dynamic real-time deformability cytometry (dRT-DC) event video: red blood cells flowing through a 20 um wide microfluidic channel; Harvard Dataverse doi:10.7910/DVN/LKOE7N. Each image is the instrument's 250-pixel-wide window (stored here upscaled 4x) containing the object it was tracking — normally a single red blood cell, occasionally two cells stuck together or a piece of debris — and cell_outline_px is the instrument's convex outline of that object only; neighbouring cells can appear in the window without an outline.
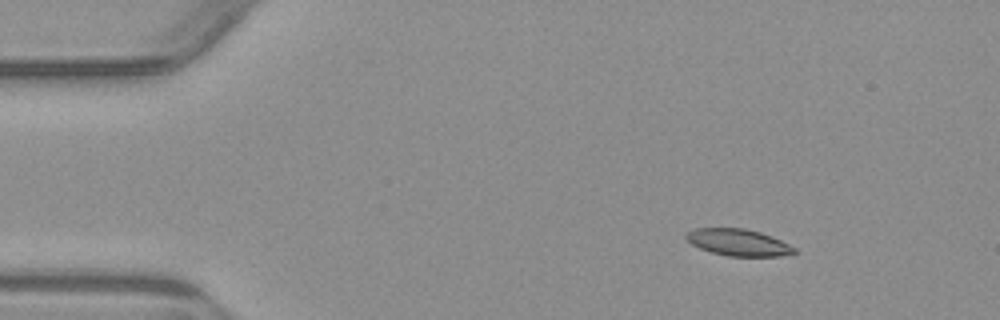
{"species": "common noctule bat (a hibernating species)", "species_latin": "Nyctalus noctula", "temperature_condition": "warm", "stored_images_in_passage": 6, "camera_frame_rate_fps": 3000, "um_per_image_px": 0.085, "animal": {"sex": "male", "body_mass_g": 23.1, "forearm_length_mm": 52.7}, "frame": {"image": 1, "passage_image": 3, "time_ms": 2.333, "image_size_px": [1000, 320], "cell_outline_px": [[796, 252], [780, 256], [728, 256], [712, 252], [700, 248], [692, 244], [684, 236], [688, 232], [696, 228], [744, 228], [760, 232], [772, 236], [796, 248]], "centroid_in_image_um": [62.76, 20.6], "position_along_channel_um": 22.2, "area_um2": 16.7}}
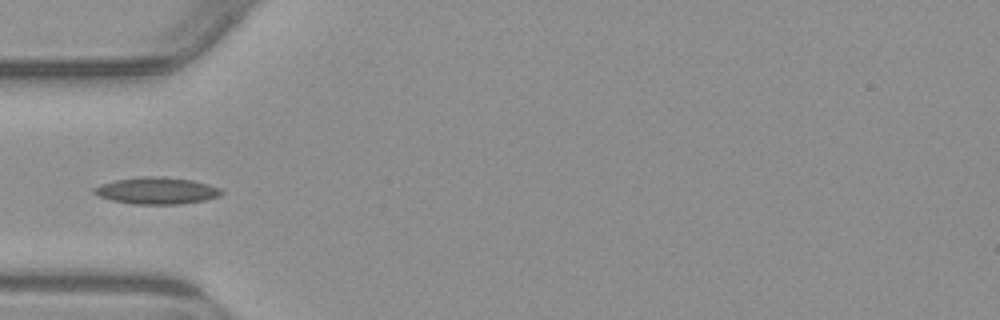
{"frame": {"image": 2, "passage_image": 5, "time_ms": 5.667, "image_size_px": [1000, 320], "cell_outline_px": [[224, 192], [220, 196], [204, 200], [180, 204], [132, 204], [112, 200], [100, 196], [92, 192], [92, 188], [100, 184], [116, 180], [144, 176], [164, 176], [192, 180], [208, 184], [220, 188]], "centroid_in_image_um": [13.32, 16.2], "position_along_channel_um": 71.7, "area_um2": 19.94}}
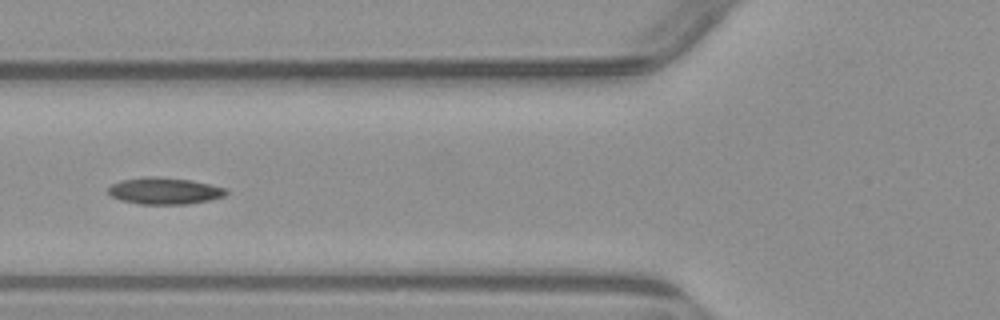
{"frame": {"image": 3, "passage_image": 6, "time_ms": 6.667, "image_size_px": [1000, 320], "cell_outline_px": [[228, 192], [224, 196], [208, 200], [188, 204], [140, 204], [120, 200], [112, 196], [108, 192], [108, 188], [112, 184], [120, 180], [148, 176], [156, 176], [192, 180], [228, 188]], "centroid_in_image_um": [13.99, 16.22], "position_along_channel_um": 111.8, "area_um2": 18.44}}